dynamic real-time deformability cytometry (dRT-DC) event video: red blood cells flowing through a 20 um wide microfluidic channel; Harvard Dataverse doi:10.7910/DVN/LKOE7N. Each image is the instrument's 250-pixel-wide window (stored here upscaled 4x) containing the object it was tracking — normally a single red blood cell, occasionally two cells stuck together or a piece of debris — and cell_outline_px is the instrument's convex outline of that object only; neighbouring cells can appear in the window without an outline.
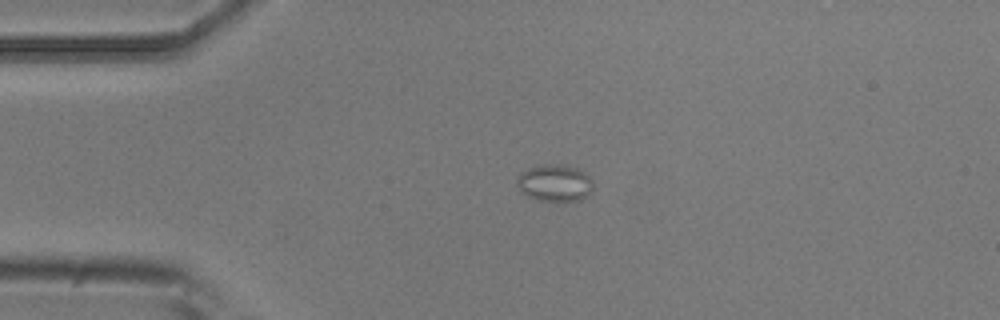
{"species": "common noctule bat (a hibernating species)", "species_latin": "Nyctalus noctula", "temperature_condition": "room temperature", "stored_images_in_passage": 2, "camera_frame_rate_fps": 3000, "um_per_image_px": 0.085, "animal": {"sex": "male", "body_mass_g": 20.5, "forearm_length_mm": 52.5}, "frame": {"image": 1, "passage_image": 1, "time_ms": 0.0, "image_size_px": [1000, 320], "cell_outline_px": [[592, 188], [580, 200], [540, 200], [528, 196], [520, 192], [516, 184], [516, 180], [520, 172], [528, 168], [544, 164], [560, 164], [576, 168], [584, 172], [592, 180]], "centroid_in_image_um": [47.09, 15.53], "position_along_channel_um": 37.9, "area_um2": 16.18}}